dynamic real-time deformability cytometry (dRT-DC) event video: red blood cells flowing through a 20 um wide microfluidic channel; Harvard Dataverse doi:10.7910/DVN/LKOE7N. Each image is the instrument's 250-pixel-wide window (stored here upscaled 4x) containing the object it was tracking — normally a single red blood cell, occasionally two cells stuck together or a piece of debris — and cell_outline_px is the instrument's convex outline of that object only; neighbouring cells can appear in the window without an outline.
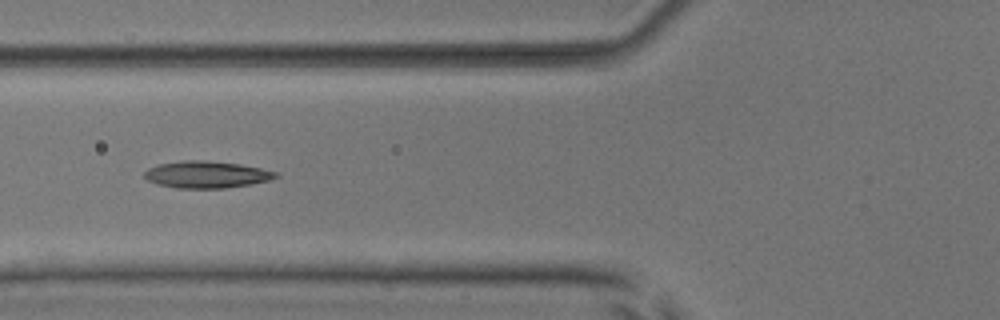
{"species": "common noctule bat (a hibernating species)", "species_latin": "Nyctalus noctula", "temperature_condition": "room temperature", "stored_images_in_passage": 5, "camera_frame_rate_fps": 3000, "um_per_image_px": 0.085, "animal": {"sex": "male", "body_mass_g": 17.9, "forearm_length_mm": 54.2}, "frame": {"image": 1, "passage_image": 2, "time_ms": 1.333, "image_size_px": [1000, 320], "cell_outline_px": [[280, 176], [268, 180], [248, 184], [224, 188], [176, 188], [160, 184], [148, 180], [144, 176], [144, 172], [148, 168], [160, 164], [184, 160], [204, 160], [240, 164], [260, 168], [276, 172]], "centroid_in_image_um": [17.54, 14.83], "position_along_channel_um": 108.3, "area_um2": 20.29}}
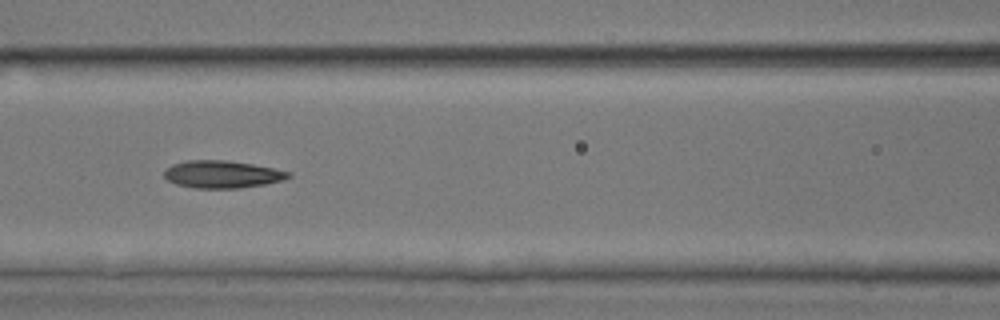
{"frame": {"image": 2, "passage_image": 3, "time_ms": 2.333, "image_size_px": [1000, 320], "cell_outline_px": [[292, 176], [280, 180], [264, 184], [240, 188], [192, 188], [176, 184], [168, 180], [164, 176], [164, 172], [172, 164], [188, 160], [228, 160], [252, 164], [292, 172]], "centroid_in_image_um": [18.87, 14.81], "position_along_channel_um": 147.7, "area_um2": 19.77}}